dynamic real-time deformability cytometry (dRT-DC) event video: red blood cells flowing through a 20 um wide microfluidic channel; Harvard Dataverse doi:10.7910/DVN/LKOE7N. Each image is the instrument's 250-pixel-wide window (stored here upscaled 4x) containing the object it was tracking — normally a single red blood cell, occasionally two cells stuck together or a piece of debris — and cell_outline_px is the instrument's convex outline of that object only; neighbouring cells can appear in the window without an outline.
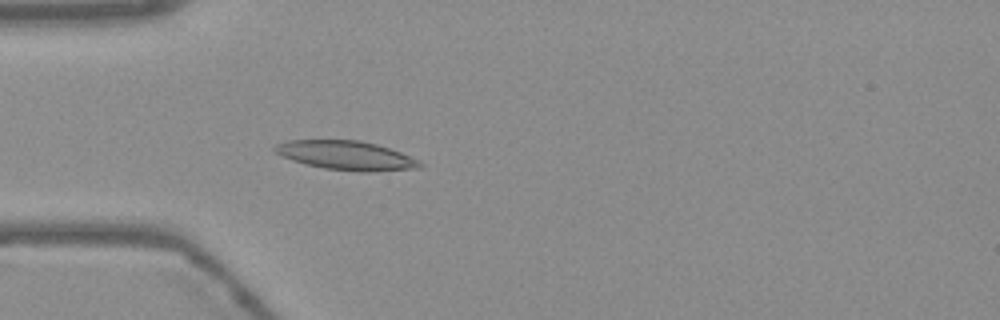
{"species": "Egyptian fruit bat (a non-hibernating species)", "species_latin": "Rousettus aegyptiacus", "temperature_condition": "warm", "stored_images_in_passage": 54, "camera_frame_rate_fps": 3000, "um_per_image_px": 0.085, "frame": {"image": 1, "passage_image": 16, "time_ms": 5.0, "image_size_px": [1000, 320], "cell_outline_px": [[424, 164], [420, 168], [368, 172], [360, 172], [324, 168], [304, 164], [280, 156], [272, 148], [276, 144], [288, 140], [360, 140], [376, 144], [400, 152], [420, 160]], "centroid_in_image_um": [29.42, 13.21], "position_along_channel_um": 55.6, "area_um2": 24.68}}
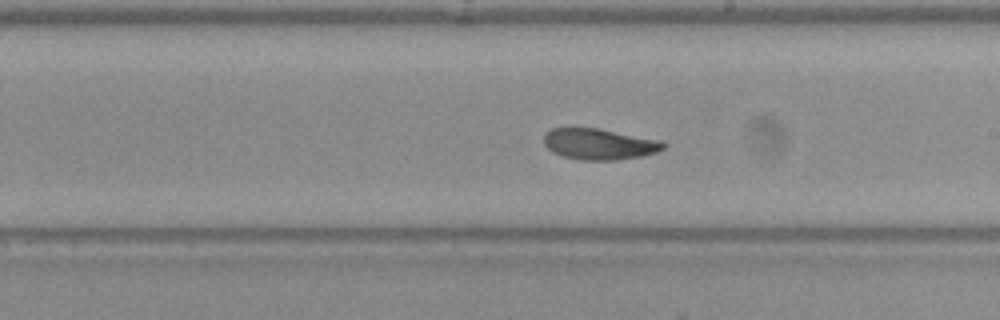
{"frame": {"image": 2, "passage_image": 31, "time_ms": 10.0, "image_size_px": [1000, 320], "cell_outline_px": [[668, 144], [664, 148], [656, 152], [640, 156], [616, 160], [580, 160], [564, 156], [552, 152], [544, 144], [544, 136], [552, 128], [596, 128], [664, 140]], "centroid_in_image_um": [50.98, 12.24], "position_along_channel_um": 238.0, "area_um2": 21.62}}
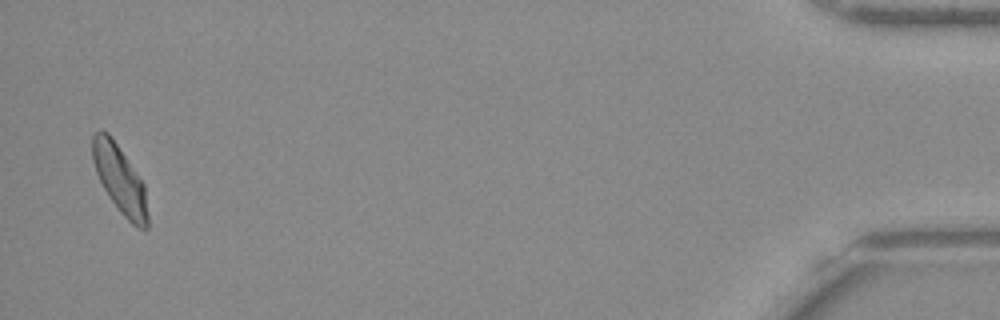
{"frame": {"image": 3, "passage_image": 53, "time_ms": 17.333, "image_size_px": [1000, 320], "cell_outline_px": [[148, 228], [136, 228], [120, 212], [108, 196], [96, 172], [92, 160], [92, 136], [96, 132], [108, 132], [144, 184], [148, 216]], "centroid_in_image_um": [10.18, 15.28], "position_along_channel_um": 425.0, "area_um2": 21.44}, "authors_computed_cell_mechanics": {"area_um2": 22.3108, "velocity_mm_per_s": 3.7607, "shape_relaxation_time_tau1_ms": null, "shape_relaxation_time_tau2_ms": 4.0998, "deformation_change_tau1": null, "deformation_change_tau2": 0.1015}}